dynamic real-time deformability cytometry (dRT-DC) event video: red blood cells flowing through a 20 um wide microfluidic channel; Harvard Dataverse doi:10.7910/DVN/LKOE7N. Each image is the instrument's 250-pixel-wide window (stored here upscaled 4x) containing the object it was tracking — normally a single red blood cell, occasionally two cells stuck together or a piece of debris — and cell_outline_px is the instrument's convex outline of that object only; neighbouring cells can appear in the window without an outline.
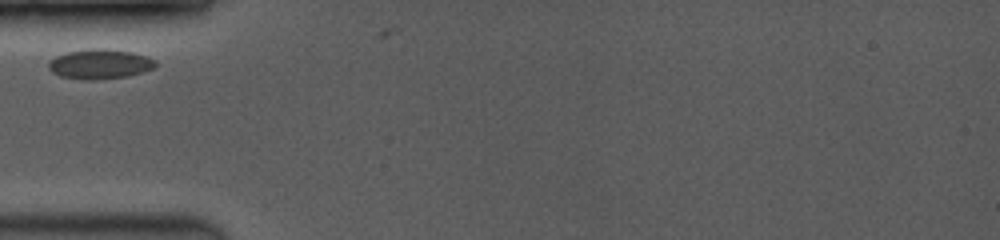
{"species": "common noctule bat (a hibernating species)", "species_latin": "Nyctalus noctula", "temperature_condition": "room temperature", "stored_images_in_passage": 2, "camera_frame_rate_fps": 3500, "um_per_image_px": 0.085, "animal": {"sex": "female", "body_mass_g": 19.0, "forearm_length_mm": 53.3}, "frame": {"image": 1, "passage_image": 1, "time_ms": 0.0, "image_size_px": [1000, 240], "cell_outline_px": [[156, 68], [144, 72], [128, 76], [92, 80], [84, 80], [60, 76], [52, 72], [48, 68], [48, 60], [56, 56], [68, 52], [88, 48], [104, 48], [132, 52], [156, 60]], "centroid_in_image_um": [8.48, 5.44], "position_along_channel_um": 76.5, "area_um2": 18.73}}